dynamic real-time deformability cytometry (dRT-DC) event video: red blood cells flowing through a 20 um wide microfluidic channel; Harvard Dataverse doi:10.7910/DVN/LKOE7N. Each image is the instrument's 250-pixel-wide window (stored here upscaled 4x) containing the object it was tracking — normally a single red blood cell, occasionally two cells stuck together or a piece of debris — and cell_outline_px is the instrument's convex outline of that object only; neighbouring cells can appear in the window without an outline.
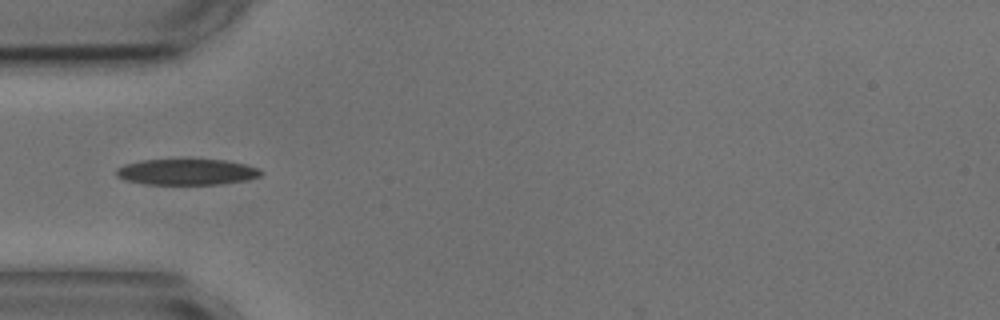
{"species": "common noctule bat (a hibernating species)", "species_latin": "Nyctalus noctula", "temperature_condition": "cold", "stored_images_in_passage": 4, "camera_frame_rate_fps": 3000, "um_per_image_px": 0.085, "animal": {"sex": "male", "body_mass_g": 17.9, "forearm_length_mm": 54.2}, "frame": {"image": 1, "passage_image": 3, "time_ms": 3.333, "image_size_px": [1000, 320], "cell_outline_px": [[264, 172], [260, 176], [248, 180], [220, 184], [148, 184], [124, 180], [116, 176], [116, 168], [124, 164], [140, 160], [224, 160], [244, 164], [260, 168]], "centroid_in_image_um": [15.88, 14.62], "position_along_channel_um": 69.1, "area_um2": 21.91}}